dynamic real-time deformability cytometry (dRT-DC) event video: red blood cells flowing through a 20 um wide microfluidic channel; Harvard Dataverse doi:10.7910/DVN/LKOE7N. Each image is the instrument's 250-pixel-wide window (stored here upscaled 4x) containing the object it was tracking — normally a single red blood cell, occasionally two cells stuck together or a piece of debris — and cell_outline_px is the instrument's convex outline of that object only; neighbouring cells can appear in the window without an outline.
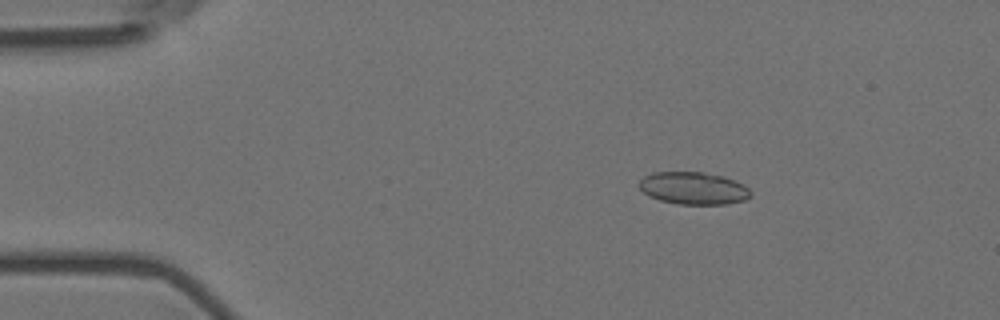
{"species": "Egyptian fruit bat (a non-hibernating species)", "species_latin": "Rousettus aegyptiacus", "temperature_condition": "room temperature", "stored_images_in_passage": 5, "camera_frame_rate_fps": 3000, "um_per_image_px": 0.085, "animal": {"sex": "female"}, "frame": {"image": 1, "passage_image": 3, "time_ms": 0.667, "image_size_px": [1000, 320], "cell_outline_px": [[752, 196], [744, 200], [724, 204], [676, 204], [660, 200], [648, 196], [640, 188], [640, 180], [644, 176], [652, 172], [704, 172], [724, 176], [736, 180], [744, 184], [752, 192]], "centroid_in_image_um": [58.97, 15.99], "position_along_channel_um": 26.0, "area_um2": 21.21}}